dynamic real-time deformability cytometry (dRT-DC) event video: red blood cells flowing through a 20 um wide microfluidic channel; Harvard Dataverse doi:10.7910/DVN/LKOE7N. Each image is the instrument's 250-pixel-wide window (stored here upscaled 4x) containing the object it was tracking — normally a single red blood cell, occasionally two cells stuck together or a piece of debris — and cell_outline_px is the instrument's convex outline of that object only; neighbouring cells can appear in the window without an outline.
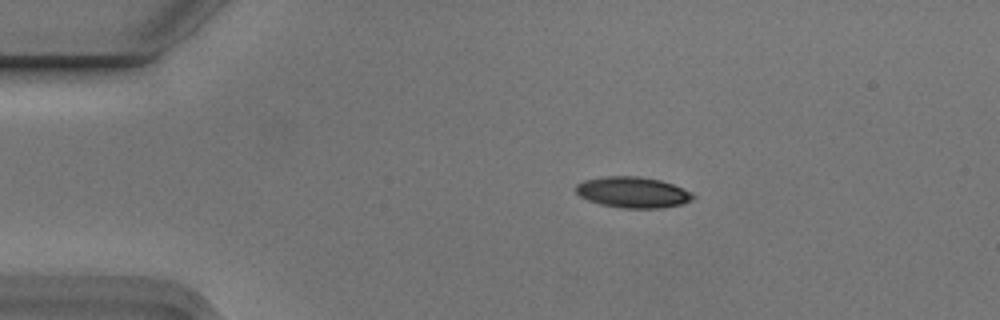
{"species": "Egyptian fruit bat (a non-hibernating species)", "species_latin": "Rousettus aegyptiacus", "temperature_condition": "cold", "stored_images_in_passage": 2, "camera_frame_rate_fps": 3000, "um_per_image_px": 0.085, "animal": {"sex": "male"}, "frame": {"image": 1, "passage_image": 1, "time_ms": 0.0, "image_size_px": [1000, 320], "cell_outline_px": [[696, 196], [692, 200], [680, 204], [660, 208], [620, 208], [600, 204], [588, 200], [580, 196], [576, 192], [576, 184], [584, 180], [604, 176], [640, 176], [660, 180], [672, 184], [692, 192]], "centroid_in_image_um": [53.78, 16.34], "position_along_channel_um": 31.2, "area_um2": 21.15}}